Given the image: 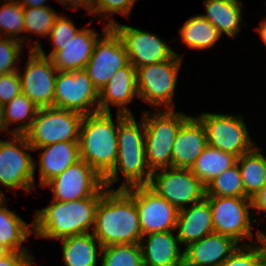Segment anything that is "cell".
Here are the masks:
<instances>
[{
  "label": "cell",
  "instance_id": "obj_1",
  "mask_svg": "<svg viewBox=\"0 0 266 266\" xmlns=\"http://www.w3.org/2000/svg\"><path fill=\"white\" fill-rule=\"evenodd\" d=\"M92 234L102 247L141 242L143 232L135 200L124 189H107L103 193Z\"/></svg>",
  "mask_w": 266,
  "mask_h": 266
},
{
  "label": "cell",
  "instance_id": "obj_2",
  "mask_svg": "<svg viewBox=\"0 0 266 266\" xmlns=\"http://www.w3.org/2000/svg\"><path fill=\"white\" fill-rule=\"evenodd\" d=\"M107 189L104 185L94 196L71 202L52 200L48 207L36 211L32 223L35 237L61 240L89 233L94 228L97 205Z\"/></svg>",
  "mask_w": 266,
  "mask_h": 266
},
{
  "label": "cell",
  "instance_id": "obj_3",
  "mask_svg": "<svg viewBox=\"0 0 266 266\" xmlns=\"http://www.w3.org/2000/svg\"><path fill=\"white\" fill-rule=\"evenodd\" d=\"M118 154L113 169L103 178L104 185L111 186L119 181L122 172L125 182L118 189L149 185L152 172L145 155V129L143 118L137 124L134 115H126L118 125Z\"/></svg>",
  "mask_w": 266,
  "mask_h": 266
},
{
  "label": "cell",
  "instance_id": "obj_4",
  "mask_svg": "<svg viewBox=\"0 0 266 266\" xmlns=\"http://www.w3.org/2000/svg\"><path fill=\"white\" fill-rule=\"evenodd\" d=\"M125 114L117 112V124L111 112L84 115L79 134L80 158L102 178L114 167L118 154V125Z\"/></svg>",
  "mask_w": 266,
  "mask_h": 266
},
{
  "label": "cell",
  "instance_id": "obj_5",
  "mask_svg": "<svg viewBox=\"0 0 266 266\" xmlns=\"http://www.w3.org/2000/svg\"><path fill=\"white\" fill-rule=\"evenodd\" d=\"M175 110L142 114L145 129V155L151 172L172 167V149L181 125L190 117ZM152 115V116H151Z\"/></svg>",
  "mask_w": 266,
  "mask_h": 266
},
{
  "label": "cell",
  "instance_id": "obj_6",
  "mask_svg": "<svg viewBox=\"0 0 266 266\" xmlns=\"http://www.w3.org/2000/svg\"><path fill=\"white\" fill-rule=\"evenodd\" d=\"M83 117L78 112L56 107L39 108L24 135L33 149L58 142H79Z\"/></svg>",
  "mask_w": 266,
  "mask_h": 266
},
{
  "label": "cell",
  "instance_id": "obj_7",
  "mask_svg": "<svg viewBox=\"0 0 266 266\" xmlns=\"http://www.w3.org/2000/svg\"><path fill=\"white\" fill-rule=\"evenodd\" d=\"M181 64L182 58L176 53L170 60L136 68L138 98L155 108L174 110L172 98Z\"/></svg>",
  "mask_w": 266,
  "mask_h": 266
},
{
  "label": "cell",
  "instance_id": "obj_8",
  "mask_svg": "<svg viewBox=\"0 0 266 266\" xmlns=\"http://www.w3.org/2000/svg\"><path fill=\"white\" fill-rule=\"evenodd\" d=\"M25 150L34 151L24 134H11L10 140H0V187L32 192L36 163ZM0 196H5L1 189Z\"/></svg>",
  "mask_w": 266,
  "mask_h": 266
},
{
  "label": "cell",
  "instance_id": "obj_9",
  "mask_svg": "<svg viewBox=\"0 0 266 266\" xmlns=\"http://www.w3.org/2000/svg\"><path fill=\"white\" fill-rule=\"evenodd\" d=\"M205 199L211 207L214 233L229 236L242 245H247L246 238L258 242L259 232L254 237L251 230L250 198L205 196Z\"/></svg>",
  "mask_w": 266,
  "mask_h": 266
},
{
  "label": "cell",
  "instance_id": "obj_10",
  "mask_svg": "<svg viewBox=\"0 0 266 266\" xmlns=\"http://www.w3.org/2000/svg\"><path fill=\"white\" fill-rule=\"evenodd\" d=\"M177 210L205 198L206 186L195 177L191 169L165 168L152 172L148 185Z\"/></svg>",
  "mask_w": 266,
  "mask_h": 266
},
{
  "label": "cell",
  "instance_id": "obj_11",
  "mask_svg": "<svg viewBox=\"0 0 266 266\" xmlns=\"http://www.w3.org/2000/svg\"><path fill=\"white\" fill-rule=\"evenodd\" d=\"M197 117L206 129L209 146L230 153L237 158L255 147L243 116L205 112Z\"/></svg>",
  "mask_w": 266,
  "mask_h": 266
},
{
  "label": "cell",
  "instance_id": "obj_12",
  "mask_svg": "<svg viewBox=\"0 0 266 266\" xmlns=\"http://www.w3.org/2000/svg\"><path fill=\"white\" fill-rule=\"evenodd\" d=\"M98 100L99 92L85 70L57 72L54 107L88 115L99 112Z\"/></svg>",
  "mask_w": 266,
  "mask_h": 266
},
{
  "label": "cell",
  "instance_id": "obj_13",
  "mask_svg": "<svg viewBox=\"0 0 266 266\" xmlns=\"http://www.w3.org/2000/svg\"><path fill=\"white\" fill-rule=\"evenodd\" d=\"M102 31L84 69L98 92L119 69L129 63L125 45L116 30L106 25Z\"/></svg>",
  "mask_w": 266,
  "mask_h": 266
},
{
  "label": "cell",
  "instance_id": "obj_14",
  "mask_svg": "<svg viewBox=\"0 0 266 266\" xmlns=\"http://www.w3.org/2000/svg\"><path fill=\"white\" fill-rule=\"evenodd\" d=\"M124 190L135 200L143 235L176 229L178 210L148 185Z\"/></svg>",
  "mask_w": 266,
  "mask_h": 266
},
{
  "label": "cell",
  "instance_id": "obj_15",
  "mask_svg": "<svg viewBox=\"0 0 266 266\" xmlns=\"http://www.w3.org/2000/svg\"><path fill=\"white\" fill-rule=\"evenodd\" d=\"M103 186V178L80 159L51 179L44 187H50L54 196L52 200L71 202L94 196Z\"/></svg>",
  "mask_w": 266,
  "mask_h": 266
},
{
  "label": "cell",
  "instance_id": "obj_16",
  "mask_svg": "<svg viewBox=\"0 0 266 266\" xmlns=\"http://www.w3.org/2000/svg\"><path fill=\"white\" fill-rule=\"evenodd\" d=\"M21 79L24 93L38 108L54 107L55 81L58 70L49 57L37 50H29V58Z\"/></svg>",
  "mask_w": 266,
  "mask_h": 266
},
{
  "label": "cell",
  "instance_id": "obj_17",
  "mask_svg": "<svg viewBox=\"0 0 266 266\" xmlns=\"http://www.w3.org/2000/svg\"><path fill=\"white\" fill-rule=\"evenodd\" d=\"M120 35L125 45L131 65L139 68L166 60H170L176 53L160 37L119 22L112 26Z\"/></svg>",
  "mask_w": 266,
  "mask_h": 266
},
{
  "label": "cell",
  "instance_id": "obj_18",
  "mask_svg": "<svg viewBox=\"0 0 266 266\" xmlns=\"http://www.w3.org/2000/svg\"><path fill=\"white\" fill-rule=\"evenodd\" d=\"M100 36L95 29H80L71 40L60 45V51H51L48 56L37 40L29 44V47L30 50H37L41 55L49 57L58 71L84 70Z\"/></svg>",
  "mask_w": 266,
  "mask_h": 266
},
{
  "label": "cell",
  "instance_id": "obj_19",
  "mask_svg": "<svg viewBox=\"0 0 266 266\" xmlns=\"http://www.w3.org/2000/svg\"><path fill=\"white\" fill-rule=\"evenodd\" d=\"M207 146L203 123L198 117L190 116L176 134L172 149V167L190 169Z\"/></svg>",
  "mask_w": 266,
  "mask_h": 266
},
{
  "label": "cell",
  "instance_id": "obj_20",
  "mask_svg": "<svg viewBox=\"0 0 266 266\" xmlns=\"http://www.w3.org/2000/svg\"><path fill=\"white\" fill-rule=\"evenodd\" d=\"M137 96L136 68L129 62L119 69L99 92V112H111L112 104L118 107V113L132 115V111L126 105L131 104Z\"/></svg>",
  "mask_w": 266,
  "mask_h": 266
},
{
  "label": "cell",
  "instance_id": "obj_21",
  "mask_svg": "<svg viewBox=\"0 0 266 266\" xmlns=\"http://www.w3.org/2000/svg\"><path fill=\"white\" fill-rule=\"evenodd\" d=\"M239 245L229 236L206 235L184 248L183 266H221Z\"/></svg>",
  "mask_w": 266,
  "mask_h": 266
},
{
  "label": "cell",
  "instance_id": "obj_22",
  "mask_svg": "<svg viewBox=\"0 0 266 266\" xmlns=\"http://www.w3.org/2000/svg\"><path fill=\"white\" fill-rule=\"evenodd\" d=\"M179 244L172 230L143 235L140 242L143 266H183L184 251L181 252Z\"/></svg>",
  "mask_w": 266,
  "mask_h": 266
},
{
  "label": "cell",
  "instance_id": "obj_23",
  "mask_svg": "<svg viewBox=\"0 0 266 266\" xmlns=\"http://www.w3.org/2000/svg\"><path fill=\"white\" fill-rule=\"evenodd\" d=\"M180 243L185 247L206 235L214 233L209 202L203 200L178 210L176 229Z\"/></svg>",
  "mask_w": 266,
  "mask_h": 266
},
{
  "label": "cell",
  "instance_id": "obj_24",
  "mask_svg": "<svg viewBox=\"0 0 266 266\" xmlns=\"http://www.w3.org/2000/svg\"><path fill=\"white\" fill-rule=\"evenodd\" d=\"M36 150H42L39 154V175L42 187L81 159L78 142H58L35 148L34 151Z\"/></svg>",
  "mask_w": 266,
  "mask_h": 266
},
{
  "label": "cell",
  "instance_id": "obj_25",
  "mask_svg": "<svg viewBox=\"0 0 266 266\" xmlns=\"http://www.w3.org/2000/svg\"><path fill=\"white\" fill-rule=\"evenodd\" d=\"M242 2L239 0H205L207 14L202 16L213 24L218 33L236 38L241 31Z\"/></svg>",
  "mask_w": 266,
  "mask_h": 266
},
{
  "label": "cell",
  "instance_id": "obj_26",
  "mask_svg": "<svg viewBox=\"0 0 266 266\" xmlns=\"http://www.w3.org/2000/svg\"><path fill=\"white\" fill-rule=\"evenodd\" d=\"M5 196H0V245L8 252L29 251L22 244L33 233V224L28 225L14 211L7 209Z\"/></svg>",
  "mask_w": 266,
  "mask_h": 266
},
{
  "label": "cell",
  "instance_id": "obj_27",
  "mask_svg": "<svg viewBox=\"0 0 266 266\" xmlns=\"http://www.w3.org/2000/svg\"><path fill=\"white\" fill-rule=\"evenodd\" d=\"M60 241L65 266H97V256L101 255L102 246L92 233L74 235Z\"/></svg>",
  "mask_w": 266,
  "mask_h": 266
},
{
  "label": "cell",
  "instance_id": "obj_28",
  "mask_svg": "<svg viewBox=\"0 0 266 266\" xmlns=\"http://www.w3.org/2000/svg\"><path fill=\"white\" fill-rule=\"evenodd\" d=\"M261 149L255 146L237 158L246 198L251 199L266 184V158Z\"/></svg>",
  "mask_w": 266,
  "mask_h": 266
},
{
  "label": "cell",
  "instance_id": "obj_29",
  "mask_svg": "<svg viewBox=\"0 0 266 266\" xmlns=\"http://www.w3.org/2000/svg\"><path fill=\"white\" fill-rule=\"evenodd\" d=\"M236 163V156L208 145L190 169L195 177L207 186L215 177Z\"/></svg>",
  "mask_w": 266,
  "mask_h": 266
},
{
  "label": "cell",
  "instance_id": "obj_30",
  "mask_svg": "<svg viewBox=\"0 0 266 266\" xmlns=\"http://www.w3.org/2000/svg\"><path fill=\"white\" fill-rule=\"evenodd\" d=\"M182 42L191 49H207L221 38L217 28L201 14L190 17L179 30Z\"/></svg>",
  "mask_w": 266,
  "mask_h": 266
},
{
  "label": "cell",
  "instance_id": "obj_31",
  "mask_svg": "<svg viewBox=\"0 0 266 266\" xmlns=\"http://www.w3.org/2000/svg\"><path fill=\"white\" fill-rule=\"evenodd\" d=\"M38 107L24 94L20 93L3 105V121L5 130L10 134H25L32 126ZM19 123L17 128L8 129L12 123ZM22 122V123H21Z\"/></svg>",
  "mask_w": 266,
  "mask_h": 266
},
{
  "label": "cell",
  "instance_id": "obj_32",
  "mask_svg": "<svg viewBox=\"0 0 266 266\" xmlns=\"http://www.w3.org/2000/svg\"><path fill=\"white\" fill-rule=\"evenodd\" d=\"M3 2L0 7V37L3 35L24 44L29 39L23 35L19 36L20 33H25L23 7L18 0H3Z\"/></svg>",
  "mask_w": 266,
  "mask_h": 266
},
{
  "label": "cell",
  "instance_id": "obj_33",
  "mask_svg": "<svg viewBox=\"0 0 266 266\" xmlns=\"http://www.w3.org/2000/svg\"><path fill=\"white\" fill-rule=\"evenodd\" d=\"M205 196L246 198L238 164L215 177L206 186Z\"/></svg>",
  "mask_w": 266,
  "mask_h": 266
},
{
  "label": "cell",
  "instance_id": "obj_34",
  "mask_svg": "<svg viewBox=\"0 0 266 266\" xmlns=\"http://www.w3.org/2000/svg\"><path fill=\"white\" fill-rule=\"evenodd\" d=\"M101 266H143L140 243L102 247Z\"/></svg>",
  "mask_w": 266,
  "mask_h": 266
},
{
  "label": "cell",
  "instance_id": "obj_35",
  "mask_svg": "<svg viewBox=\"0 0 266 266\" xmlns=\"http://www.w3.org/2000/svg\"><path fill=\"white\" fill-rule=\"evenodd\" d=\"M25 20V33L38 34L48 37L51 29L58 18L53 8L47 6L38 8H23Z\"/></svg>",
  "mask_w": 266,
  "mask_h": 266
},
{
  "label": "cell",
  "instance_id": "obj_36",
  "mask_svg": "<svg viewBox=\"0 0 266 266\" xmlns=\"http://www.w3.org/2000/svg\"><path fill=\"white\" fill-rule=\"evenodd\" d=\"M258 244H240L221 266H266V248Z\"/></svg>",
  "mask_w": 266,
  "mask_h": 266
},
{
  "label": "cell",
  "instance_id": "obj_37",
  "mask_svg": "<svg viewBox=\"0 0 266 266\" xmlns=\"http://www.w3.org/2000/svg\"><path fill=\"white\" fill-rule=\"evenodd\" d=\"M22 42L12 38L0 37V75L18 71ZM17 62V63H16Z\"/></svg>",
  "mask_w": 266,
  "mask_h": 266
},
{
  "label": "cell",
  "instance_id": "obj_38",
  "mask_svg": "<svg viewBox=\"0 0 266 266\" xmlns=\"http://www.w3.org/2000/svg\"><path fill=\"white\" fill-rule=\"evenodd\" d=\"M134 3L131 0H94L92 14H96L107 19V25L112 27L117 21L116 19H109L112 14H121L123 16H129L133 9Z\"/></svg>",
  "mask_w": 266,
  "mask_h": 266
},
{
  "label": "cell",
  "instance_id": "obj_39",
  "mask_svg": "<svg viewBox=\"0 0 266 266\" xmlns=\"http://www.w3.org/2000/svg\"><path fill=\"white\" fill-rule=\"evenodd\" d=\"M70 20L71 19L63 15H59L56 19L48 36V39L52 42V51H60V45L66 44L80 30L77 29L75 24Z\"/></svg>",
  "mask_w": 266,
  "mask_h": 266
},
{
  "label": "cell",
  "instance_id": "obj_40",
  "mask_svg": "<svg viewBox=\"0 0 266 266\" xmlns=\"http://www.w3.org/2000/svg\"><path fill=\"white\" fill-rule=\"evenodd\" d=\"M22 93L19 71L0 75V104L4 105Z\"/></svg>",
  "mask_w": 266,
  "mask_h": 266
},
{
  "label": "cell",
  "instance_id": "obj_41",
  "mask_svg": "<svg viewBox=\"0 0 266 266\" xmlns=\"http://www.w3.org/2000/svg\"><path fill=\"white\" fill-rule=\"evenodd\" d=\"M31 252H6L0 257V266H34Z\"/></svg>",
  "mask_w": 266,
  "mask_h": 266
},
{
  "label": "cell",
  "instance_id": "obj_42",
  "mask_svg": "<svg viewBox=\"0 0 266 266\" xmlns=\"http://www.w3.org/2000/svg\"><path fill=\"white\" fill-rule=\"evenodd\" d=\"M252 209L266 213V184L251 198Z\"/></svg>",
  "mask_w": 266,
  "mask_h": 266
},
{
  "label": "cell",
  "instance_id": "obj_43",
  "mask_svg": "<svg viewBox=\"0 0 266 266\" xmlns=\"http://www.w3.org/2000/svg\"><path fill=\"white\" fill-rule=\"evenodd\" d=\"M65 7H73L76 8V10L80 9L81 7L87 9L88 13L92 15V8L94 4V0H57ZM69 4V5H67Z\"/></svg>",
  "mask_w": 266,
  "mask_h": 266
},
{
  "label": "cell",
  "instance_id": "obj_44",
  "mask_svg": "<svg viewBox=\"0 0 266 266\" xmlns=\"http://www.w3.org/2000/svg\"><path fill=\"white\" fill-rule=\"evenodd\" d=\"M23 8H38L46 6L45 3L47 0H18Z\"/></svg>",
  "mask_w": 266,
  "mask_h": 266
},
{
  "label": "cell",
  "instance_id": "obj_45",
  "mask_svg": "<svg viewBox=\"0 0 266 266\" xmlns=\"http://www.w3.org/2000/svg\"><path fill=\"white\" fill-rule=\"evenodd\" d=\"M257 32H259L260 38L262 39L264 45H266V19L261 23V25L256 28Z\"/></svg>",
  "mask_w": 266,
  "mask_h": 266
},
{
  "label": "cell",
  "instance_id": "obj_46",
  "mask_svg": "<svg viewBox=\"0 0 266 266\" xmlns=\"http://www.w3.org/2000/svg\"><path fill=\"white\" fill-rule=\"evenodd\" d=\"M258 232H259V240H258V242H259L263 247L266 248V234H265L264 232H262V231H259V230H258Z\"/></svg>",
  "mask_w": 266,
  "mask_h": 266
},
{
  "label": "cell",
  "instance_id": "obj_47",
  "mask_svg": "<svg viewBox=\"0 0 266 266\" xmlns=\"http://www.w3.org/2000/svg\"><path fill=\"white\" fill-rule=\"evenodd\" d=\"M3 105L0 104V131L2 132L3 130L6 132L5 130V126H4V121H3Z\"/></svg>",
  "mask_w": 266,
  "mask_h": 266
},
{
  "label": "cell",
  "instance_id": "obj_48",
  "mask_svg": "<svg viewBox=\"0 0 266 266\" xmlns=\"http://www.w3.org/2000/svg\"><path fill=\"white\" fill-rule=\"evenodd\" d=\"M6 252L8 251L0 245V257L3 256Z\"/></svg>",
  "mask_w": 266,
  "mask_h": 266
}]
</instances>
